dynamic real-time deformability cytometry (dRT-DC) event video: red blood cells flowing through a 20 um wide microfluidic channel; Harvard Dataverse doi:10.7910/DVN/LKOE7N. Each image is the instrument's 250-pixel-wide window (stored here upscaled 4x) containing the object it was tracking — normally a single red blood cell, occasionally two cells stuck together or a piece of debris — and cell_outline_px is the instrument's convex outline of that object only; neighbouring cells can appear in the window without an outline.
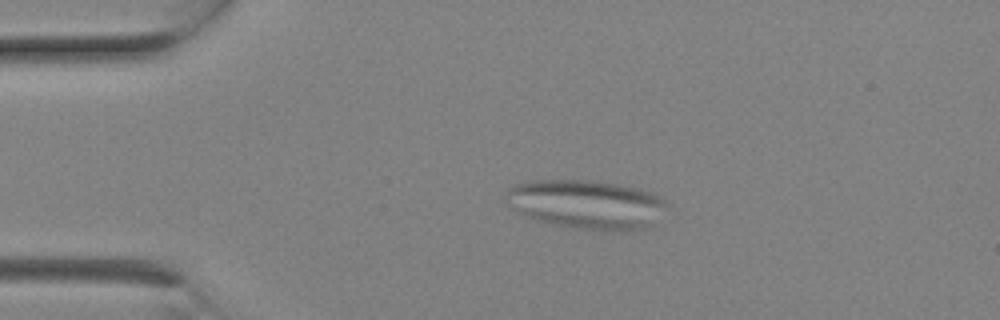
{"species": "Egyptian fruit bat (a non-hibernating species)", "species_latin": "Rousettus aegyptiacus", "temperature_condition": "room temperature", "stored_images_in_passage": 1, "camera_frame_rate_fps": 3000, "um_per_image_px": 0.085, "animal": {"sex": "female"}, "frame": {"image": 1, "passage_image": 1, "time_ms": 0.0, "image_size_px": [1000, 320], "cell_outline_px": [[664, 204], [652, 224], [648, 228], [624, 232], [604, 232], [576, 228], [552, 224], [536, 220], [524, 216], [508, 204], [504, 200], [508, 188], [512, 184], [528, 180], [596, 180], [640, 188], [652, 192], [660, 196], [664, 200]], "centroid_in_image_um": [49.79, 17.37], "position_along_channel_um": 35.2, "area_um2": 46.53}}